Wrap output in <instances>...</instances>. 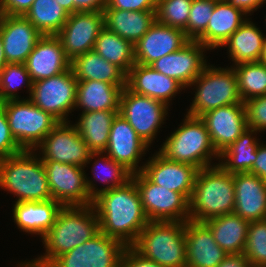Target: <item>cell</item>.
<instances>
[{"mask_svg": "<svg viewBox=\"0 0 266 267\" xmlns=\"http://www.w3.org/2000/svg\"><path fill=\"white\" fill-rule=\"evenodd\" d=\"M100 231L131 247L149 223L142 207L139 191L131 179L125 185L97 195L92 204Z\"/></svg>", "mask_w": 266, "mask_h": 267, "instance_id": "1", "label": "cell"}, {"mask_svg": "<svg viewBox=\"0 0 266 267\" xmlns=\"http://www.w3.org/2000/svg\"><path fill=\"white\" fill-rule=\"evenodd\" d=\"M100 232L99 220L93 205L63 206L50 230L41 239L45 253L19 262V267H48L58 256L90 240Z\"/></svg>", "mask_w": 266, "mask_h": 267, "instance_id": "2", "label": "cell"}, {"mask_svg": "<svg viewBox=\"0 0 266 267\" xmlns=\"http://www.w3.org/2000/svg\"><path fill=\"white\" fill-rule=\"evenodd\" d=\"M234 208L233 174L226 172L218 163L199 169L189 199V220L205 222L233 213Z\"/></svg>", "mask_w": 266, "mask_h": 267, "instance_id": "3", "label": "cell"}, {"mask_svg": "<svg viewBox=\"0 0 266 267\" xmlns=\"http://www.w3.org/2000/svg\"><path fill=\"white\" fill-rule=\"evenodd\" d=\"M0 188L17 196L15 203L52 199L43 161L35 150L0 159Z\"/></svg>", "mask_w": 266, "mask_h": 267, "instance_id": "4", "label": "cell"}, {"mask_svg": "<svg viewBox=\"0 0 266 267\" xmlns=\"http://www.w3.org/2000/svg\"><path fill=\"white\" fill-rule=\"evenodd\" d=\"M183 121L167 136L158 152L170 161L189 164L198 170L214 166L212 160L220 159V154L212 144L205 122L187 114Z\"/></svg>", "mask_w": 266, "mask_h": 267, "instance_id": "5", "label": "cell"}, {"mask_svg": "<svg viewBox=\"0 0 266 267\" xmlns=\"http://www.w3.org/2000/svg\"><path fill=\"white\" fill-rule=\"evenodd\" d=\"M131 247L162 267H186L185 222L149 221Z\"/></svg>", "mask_w": 266, "mask_h": 267, "instance_id": "6", "label": "cell"}, {"mask_svg": "<svg viewBox=\"0 0 266 267\" xmlns=\"http://www.w3.org/2000/svg\"><path fill=\"white\" fill-rule=\"evenodd\" d=\"M195 86V96L187 115L201 117L206 112L232 104L244 103L240 98L236 72L229 68L209 65L189 85Z\"/></svg>", "mask_w": 266, "mask_h": 267, "instance_id": "7", "label": "cell"}, {"mask_svg": "<svg viewBox=\"0 0 266 267\" xmlns=\"http://www.w3.org/2000/svg\"><path fill=\"white\" fill-rule=\"evenodd\" d=\"M10 132L23 150H34L59 123L51 114L34 105L29 98L1 103Z\"/></svg>", "mask_w": 266, "mask_h": 267, "instance_id": "8", "label": "cell"}, {"mask_svg": "<svg viewBox=\"0 0 266 267\" xmlns=\"http://www.w3.org/2000/svg\"><path fill=\"white\" fill-rule=\"evenodd\" d=\"M149 221L189 220V200L181 193L171 191L151 182L142 172L132 174Z\"/></svg>", "mask_w": 266, "mask_h": 267, "instance_id": "9", "label": "cell"}, {"mask_svg": "<svg viewBox=\"0 0 266 267\" xmlns=\"http://www.w3.org/2000/svg\"><path fill=\"white\" fill-rule=\"evenodd\" d=\"M78 80L70 69L63 73L32 83L29 100L59 122H70L74 111Z\"/></svg>", "mask_w": 266, "mask_h": 267, "instance_id": "10", "label": "cell"}, {"mask_svg": "<svg viewBox=\"0 0 266 267\" xmlns=\"http://www.w3.org/2000/svg\"><path fill=\"white\" fill-rule=\"evenodd\" d=\"M169 107L161 101L139 95L123 88L119 114L126 119L137 135L151 146L158 130L165 123Z\"/></svg>", "mask_w": 266, "mask_h": 267, "instance_id": "11", "label": "cell"}, {"mask_svg": "<svg viewBox=\"0 0 266 267\" xmlns=\"http://www.w3.org/2000/svg\"><path fill=\"white\" fill-rule=\"evenodd\" d=\"M70 123L59 122L34 150H39L42 161H57L85 168L95 160L94 152Z\"/></svg>", "mask_w": 266, "mask_h": 267, "instance_id": "12", "label": "cell"}, {"mask_svg": "<svg viewBox=\"0 0 266 267\" xmlns=\"http://www.w3.org/2000/svg\"><path fill=\"white\" fill-rule=\"evenodd\" d=\"M126 246L101 231L69 252L58 256L48 267H120Z\"/></svg>", "mask_w": 266, "mask_h": 267, "instance_id": "13", "label": "cell"}, {"mask_svg": "<svg viewBox=\"0 0 266 267\" xmlns=\"http://www.w3.org/2000/svg\"><path fill=\"white\" fill-rule=\"evenodd\" d=\"M52 199L62 206L92 205L85 182V168L60 163L43 161Z\"/></svg>", "mask_w": 266, "mask_h": 267, "instance_id": "14", "label": "cell"}, {"mask_svg": "<svg viewBox=\"0 0 266 267\" xmlns=\"http://www.w3.org/2000/svg\"><path fill=\"white\" fill-rule=\"evenodd\" d=\"M105 27L103 12H75L56 36L61 41L66 56H76L93 50L98 34Z\"/></svg>", "mask_w": 266, "mask_h": 267, "instance_id": "15", "label": "cell"}, {"mask_svg": "<svg viewBox=\"0 0 266 267\" xmlns=\"http://www.w3.org/2000/svg\"><path fill=\"white\" fill-rule=\"evenodd\" d=\"M149 147L129 122L118 113L112 121L109 142L104 153L135 174L142 171L144 164H138Z\"/></svg>", "mask_w": 266, "mask_h": 267, "instance_id": "16", "label": "cell"}, {"mask_svg": "<svg viewBox=\"0 0 266 267\" xmlns=\"http://www.w3.org/2000/svg\"><path fill=\"white\" fill-rule=\"evenodd\" d=\"M206 50L209 49L200 42L190 40L180 50L162 56L150 66L175 79L186 89L207 66Z\"/></svg>", "mask_w": 266, "mask_h": 267, "instance_id": "17", "label": "cell"}, {"mask_svg": "<svg viewBox=\"0 0 266 267\" xmlns=\"http://www.w3.org/2000/svg\"><path fill=\"white\" fill-rule=\"evenodd\" d=\"M141 172L156 185L181 193L189 200L198 169L189 164L170 161L157 151L144 163Z\"/></svg>", "mask_w": 266, "mask_h": 267, "instance_id": "18", "label": "cell"}, {"mask_svg": "<svg viewBox=\"0 0 266 267\" xmlns=\"http://www.w3.org/2000/svg\"><path fill=\"white\" fill-rule=\"evenodd\" d=\"M200 118L205 122L212 144L219 154L248 128L244 103L210 110Z\"/></svg>", "mask_w": 266, "mask_h": 267, "instance_id": "19", "label": "cell"}, {"mask_svg": "<svg viewBox=\"0 0 266 267\" xmlns=\"http://www.w3.org/2000/svg\"><path fill=\"white\" fill-rule=\"evenodd\" d=\"M189 41L183 30L156 20L144 36L134 44L135 62L150 66L162 56L180 50Z\"/></svg>", "mask_w": 266, "mask_h": 267, "instance_id": "20", "label": "cell"}, {"mask_svg": "<svg viewBox=\"0 0 266 267\" xmlns=\"http://www.w3.org/2000/svg\"><path fill=\"white\" fill-rule=\"evenodd\" d=\"M0 34L7 63L26 62L43 36L25 16L0 15Z\"/></svg>", "mask_w": 266, "mask_h": 267, "instance_id": "21", "label": "cell"}, {"mask_svg": "<svg viewBox=\"0 0 266 267\" xmlns=\"http://www.w3.org/2000/svg\"><path fill=\"white\" fill-rule=\"evenodd\" d=\"M70 63L59 38L56 35H43L24 64L31 81L36 82L67 71Z\"/></svg>", "mask_w": 266, "mask_h": 267, "instance_id": "22", "label": "cell"}, {"mask_svg": "<svg viewBox=\"0 0 266 267\" xmlns=\"http://www.w3.org/2000/svg\"><path fill=\"white\" fill-rule=\"evenodd\" d=\"M126 87L136 94L161 101L168 107L172 98L185 90L175 79L154 70L151 66L138 63L126 74Z\"/></svg>", "mask_w": 266, "mask_h": 267, "instance_id": "23", "label": "cell"}, {"mask_svg": "<svg viewBox=\"0 0 266 267\" xmlns=\"http://www.w3.org/2000/svg\"><path fill=\"white\" fill-rule=\"evenodd\" d=\"M186 267H217L227 253L204 222H185Z\"/></svg>", "mask_w": 266, "mask_h": 267, "instance_id": "24", "label": "cell"}, {"mask_svg": "<svg viewBox=\"0 0 266 267\" xmlns=\"http://www.w3.org/2000/svg\"><path fill=\"white\" fill-rule=\"evenodd\" d=\"M235 187L234 213L245 220L266 219V182L255 174H233Z\"/></svg>", "mask_w": 266, "mask_h": 267, "instance_id": "25", "label": "cell"}, {"mask_svg": "<svg viewBox=\"0 0 266 267\" xmlns=\"http://www.w3.org/2000/svg\"><path fill=\"white\" fill-rule=\"evenodd\" d=\"M246 20L247 14L245 12L233 7L226 0H218L206 31L196 41L209 50L220 48Z\"/></svg>", "mask_w": 266, "mask_h": 267, "instance_id": "26", "label": "cell"}, {"mask_svg": "<svg viewBox=\"0 0 266 267\" xmlns=\"http://www.w3.org/2000/svg\"><path fill=\"white\" fill-rule=\"evenodd\" d=\"M12 207V220L17 227L23 232L43 238L55 223L63 206L54 199H50L41 202H18Z\"/></svg>", "mask_w": 266, "mask_h": 267, "instance_id": "27", "label": "cell"}, {"mask_svg": "<svg viewBox=\"0 0 266 267\" xmlns=\"http://www.w3.org/2000/svg\"><path fill=\"white\" fill-rule=\"evenodd\" d=\"M125 86L98 80L78 81L74 110L82 108V113L119 110L120 97Z\"/></svg>", "mask_w": 266, "mask_h": 267, "instance_id": "28", "label": "cell"}, {"mask_svg": "<svg viewBox=\"0 0 266 267\" xmlns=\"http://www.w3.org/2000/svg\"><path fill=\"white\" fill-rule=\"evenodd\" d=\"M103 14L105 27L133 45L156 21V11L104 9Z\"/></svg>", "mask_w": 266, "mask_h": 267, "instance_id": "29", "label": "cell"}, {"mask_svg": "<svg viewBox=\"0 0 266 267\" xmlns=\"http://www.w3.org/2000/svg\"><path fill=\"white\" fill-rule=\"evenodd\" d=\"M265 37L256 24L247 18L221 47H228V58L231 57L233 65L257 62L262 53Z\"/></svg>", "mask_w": 266, "mask_h": 267, "instance_id": "30", "label": "cell"}, {"mask_svg": "<svg viewBox=\"0 0 266 267\" xmlns=\"http://www.w3.org/2000/svg\"><path fill=\"white\" fill-rule=\"evenodd\" d=\"M70 68L78 81L98 80L114 85H126V74L94 50L73 58Z\"/></svg>", "mask_w": 266, "mask_h": 267, "instance_id": "31", "label": "cell"}, {"mask_svg": "<svg viewBox=\"0 0 266 267\" xmlns=\"http://www.w3.org/2000/svg\"><path fill=\"white\" fill-rule=\"evenodd\" d=\"M211 230L216 243L227 254L244 252L249 221L234 212L211 218L204 222Z\"/></svg>", "mask_w": 266, "mask_h": 267, "instance_id": "32", "label": "cell"}, {"mask_svg": "<svg viewBox=\"0 0 266 267\" xmlns=\"http://www.w3.org/2000/svg\"><path fill=\"white\" fill-rule=\"evenodd\" d=\"M118 113L119 110H102L80 114L74 126L92 152L105 151L112 121Z\"/></svg>", "mask_w": 266, "mask_h": 267, "instance_id": "33", "label": "cell"}, {"mask_svg": "<svg viewBox=\"0 0 266 267\" xmlns=\"http://www.w3.org/2000/svg\"><path fill=\"white\" fill-rule=\"evenodd\" d=\"M257 133L252 128L245 129L234 143L220 153L218 164L231 174L249 172L257 159V148L261 142L254 136Z\"/></svg>", "mask_w": 266, "mask_h": 267, "instance_id": "34", "label": "cell"}, {"mask_svg": "<svg viewBox=\"0 0 266 267\" xmlns=\"http://www.w3.org/2000/svg\"><path fill=\"white\" fill-rule=\"evenodd\" d=\"M94 157H97V159L94 161L91 168V172H93L94 176L93 179H96V181L98 179V181L104 183L106 186H103V188L101 187L99 189L96 188L97 185L94 184L93 180H89L88 176L85 175L86 187L92 199H94L102 192L111 190L115 187L123 186L129 180H131L132 173L122 164L117 163L112 158H110L106 153L94 152ZM99 169L100 172L98 171ZM101 171L103 172V174H101ZM100 175H102L103 177H100Z\"/></svg>", "mask_w": 266, "mask_h": 267, "instance_id": "35", "label": "cell"}, {"mask_svg": "<svg viewBox=\"0 0 266 267\" xmlns=\"http://www.w3.org/2000/svg\"><path fill=\"white\" fill-rule=\"evenodd\" d=\"M93 50L109 63L115 64L125 74L136 63L134 45L106 27L98 34Z\"/></svg>", "mask_w": 266, "mask_h": 267, "instance_id": "36", "label": "cell"}, {"mask_svg": "<svg viewBox=\"0 0 266 267\" xmlns=\"http://www.w3.org/2000/svg\"><path fill=\"white\" fill-rule=\"evenodd\" d=\"M67 13L56 0H34L25 14L42 35H56L68 19Z\"/></svg>", "mask_w": 266, "mask_h": 267, "instance_id": "37", "label": "cell"}, {"mask_svg": "<svg viewBox=\"0 0 266 267\" xmlns=\"http://www.w3.org/2000/svg\"><path fill=\"white\" fill-rule=\"evenodd\" d=\"M237 75L240 98L244 102L254 97L266 95V65L245 62L233 65Z\"/></svg>", "mask_w": 266, "mask_h": 267, "instance_id": "38", "label": "cell"}, {"mask_svg": "<svg viewBox=\"0 0 266 267\" xmlns=\"http://www.w3.org/2000/svg\"><path fill=\"white\" fill-rule=\"evenodd\" d=\"M32 81L26 69L25 64L22 63H7L0 72V100L1 102L9 100H20L17 90L25 85L28 89L29 95L32 91ZM21 86V87H20Z\"/></svg>", "mask_w": 266, "mask_h": 267, "instance_id": "39", "label": "cell"}, {"mask_svg": "<svg viewBox=\"0 0 266 267\" xmlns=\"http://www.w3.org/2000/svg\"><path fill=\"white\" fill-rule=\"evenodd\" d=\"M192 0H158L156 20L159 23L181 29L188 38V18Z\"/></svg>", "mask_w": 266, "mask_h": 267, "instance_id": "40", "label": "cell"}, {"mask_svg": "<svg viewBox=\"0 0 266 267\" xmlns=\"http://www.w3.org/2000/svg\"><path fill=\"white\" fill-rule=\"evenodd\" d=\"M243 254L252 267H266V219L249 223Z\"/></svg>", "mask_w": 266, "mask_h": 267, "instance_id": "41", "label": "cell"}, {"mask_svg": "<svg viewBox=\"0 0 266 267\" xmlns=\"http://www.w3.org/2000/svg\"><path fill=\"white\" fill-rule=\"evenodd\" d=\"M218 0H192L188 18V39L196 41L205 31Z\"/></svg>", "mask_w": 266, "mask_h": 267, "instance_id": "42", "label": "cell"}, {"mask_svg": "<svg viewBox=\"0 0 266 267\" xmlns=\"http://www.w3.org/2000/svg\"><path fill=\"white\" fill-rule=\"evenodd\" d=\"M247 127L263 132L266 130V95L244 101Z\"/></svg>", "mask_w": 266, "mask_h": 267, "instance_id": "43", "label": "cell"}, {"mask_svg": "<svg viewBox=\"0 0 266 267\" xmlns=\"http://www.w3.org/2000/svg\"><path fill=\"white\" fill-rule=\"evenodd\" d=\"M22 151L23 149L10 132L6 112L0 105V159L16 155Z\"/></svg>", "mask_w": 266, "mask_h": 267, "instance_id": "44", "label": "cell"}, {"mask_svg": "<svg viewBox=\"0 0 266 267\" xmlns=\"http://www.w3.org/2000/svg\"><path fill=\"white\" fill-rule=\"evenodd\" d=\"M158 0H107L104 9L124 11H156Z\"/></svg>", "mask_w": 266, "mask_h": 267, "instance_id": "45", "label": "cell"}, {"mask_svg": "<svg viewBox=\"0 0 266 267\" xmlns=\"http://www.w3.org/2000/svg\"><path fill=\"white\" fill-rule=\"evenodd\" d=\"M34 0H0V14L25 16Z\"/></svg>", "mask_w": 266, "mask_h": 267, "instance_id": "46", "label": "cell"}, {"mask_svg": "<svg viewBox=\"0 0 266 267\" xmlns=\"http://www.w3.org/2000/svg\"><path fill=\"white\" fill-rule=\"evenodd\" d=\"M120 267H162L154 261L147 260L132 247H126L120 262Z\"/></svg>", "mask_w": 266, "mask_h": 267, "instance_id": "47", "label": "cell"}, {"mask_svg": "<svg viewBox=\"0 0 266 267\" xmlns=\"http://www.w3.org/2000/svg\"><path fill=\"white\" fill-rule=\"evenodd\" d=\"M107 0H73V13L75 12H103Z\"/></svg>", "mask_w": 266, "mask_h": 267, "instance_id": "48", "label": "cell"}, {"mask_svg": "<svg viewBox=\"0 0 266 267\" xmlns=\"http://www.w3.org/2000/svg\"><path fill=\"white\" fill-rule=\"evenodd\" d=\"M249 173L257 175L266 182V144L263 142L257 148V159Z\"/></svg>", "mask_w": 266, "mask_h": 267, "instance_id": "49", "label": "cell"}, {"mask_svg": "<svg viewBox=\"0 0 266 267\" xmlns=\"http://www.w3.org/2000/svg\"><path fill=\"white\" fill-rule=\"evenodd\" d=\"M217 267H252L243 253L227 254Z\"/></svg>", "mask_w": 266, "mask_h": 267, "instance_id": "50", "label": "cell"}, {"mask_svg": "<svg viewBox=\"0 0 266 267\" xmlns=\"http://www.w3.org/2000/svg\"><path fill=\"white\" fill-rule=\"evenodd\" d=\"M233 7L238 8L245 12L246 14L251 15L254 11H256L259 7L266 3V0H226Z\"/></svg>", "mask_w": 266, "mask_h": 267, "instance_id": "51", "label": "cell"}, {"mask_svg": "<svg viewBox=\"0 0 266 267\" xmlns=\"http://www.w3.org/2000/svg\"><path fill=\"white\" fill-rule=\"evenodd\" d=\"M57 3L69 14L73 13V0H56Z\"/></svg>", "mask_w": 266, "mask_h": 267, "instance_id": "52", "label": "cell"}, {"mask_svg": "<svg viewBox=\"0 0 266 267\" xmlns=\"http://www.w3.org/2000/svg\"><path fill=\"white\" fill-rule=\"evenodd\" d=\"M6 64H7V61L4 55L3 43H2L1 34H0V72L5 67Z\"/></svg>", "mask_w": 266, "mask_h": 267, "instance_id": "53", "label": "cell"}, {"mask_svg": "<svg viewBox=\"0 0 266 267\" xmlns=\"http://www.w3.org/2000/svg\"><path fill=\"white\" fill-rule=\"evenodd\" d=\"M259 62H261V63L266 65V37H265V40H264V45H263V48H262V53H261Z\"/></svg>", "mask_w": 266, "mask_h": 267, "instance_id": "54", "label": "cell"}]
</instances>
